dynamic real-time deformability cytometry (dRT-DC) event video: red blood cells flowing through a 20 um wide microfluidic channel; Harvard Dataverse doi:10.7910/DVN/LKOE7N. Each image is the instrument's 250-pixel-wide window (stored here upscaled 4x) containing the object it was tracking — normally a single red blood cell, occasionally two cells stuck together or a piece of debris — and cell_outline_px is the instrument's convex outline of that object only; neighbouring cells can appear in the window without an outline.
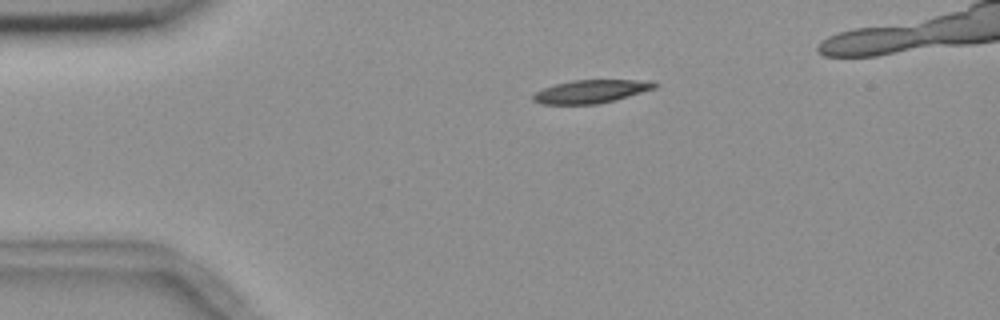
{"species": "common noctule bat (a hibernating species)", "species_latin": "Nyctalus noctula", "temperature_condition": "room temperature", "stored_images_in_passage": 2, "camera_frame_rate_fps": 3000, "um_per_image_px": 0.085, "animal": {"sex": "female", "body_mass_g": 18.4}, "frame": {"image": 1, "passage_image": 1, "time_ms": 0.0, "image_size_px": [1000, 320], "cell_outline_px": [[660, 84], [656, 88], [616, 100], [596, 104], [540, 104], [532, 100], [532, 96], [536, 92], [544, 88], [556, 84], [572, 80], [636, 80]], "centroid_in_image_um": [50.21, 7.78], "position_along_channel_um": 34.8, "area_um2": 16.3}}